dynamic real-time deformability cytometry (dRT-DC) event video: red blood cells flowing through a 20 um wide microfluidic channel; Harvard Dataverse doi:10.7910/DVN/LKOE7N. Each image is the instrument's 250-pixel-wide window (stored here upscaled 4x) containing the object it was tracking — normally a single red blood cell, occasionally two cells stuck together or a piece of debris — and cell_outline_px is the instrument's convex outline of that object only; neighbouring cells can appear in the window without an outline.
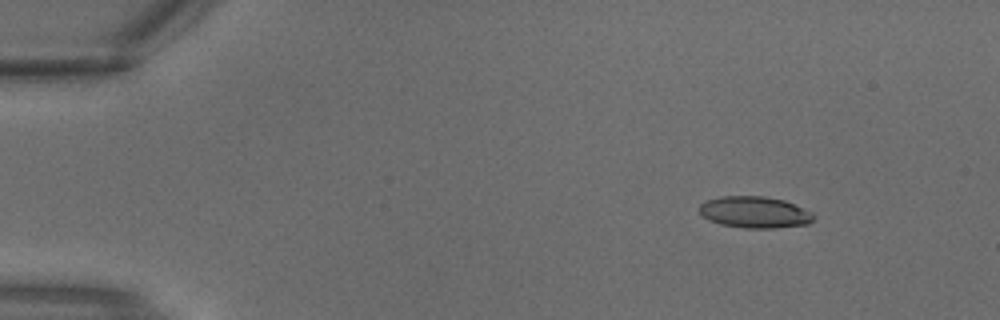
{"species": "common noctule bat (a hibernating species)", "species_latin": "Nyctalus noctula", "temperature_condition": "warm", "stored_images_in_passage": 3, "segment_of_instrument_passage": [1, 2], "camera_frame_rate_fps": 3000, "um_per_image_px": 0.085, "animal": {"sex": "male", "body_mass_g": 18.8}, "frame": {"image": 1, "passage_image": 1, "time_ms": 0.0, "image_size_px": [1000, 320], "cell_outline_px": [[816, 216], [808, 224], [776, 228], [744, 228], [720, 224], [708, 220], [696, 208], [704, 200], [720, 196], [764, 196], [784, 200], [812, 212]], "centroid_in_image_um": [64.11, 18.03], "position_along_channel_um": 20.9, "area_um2": 21.21}}